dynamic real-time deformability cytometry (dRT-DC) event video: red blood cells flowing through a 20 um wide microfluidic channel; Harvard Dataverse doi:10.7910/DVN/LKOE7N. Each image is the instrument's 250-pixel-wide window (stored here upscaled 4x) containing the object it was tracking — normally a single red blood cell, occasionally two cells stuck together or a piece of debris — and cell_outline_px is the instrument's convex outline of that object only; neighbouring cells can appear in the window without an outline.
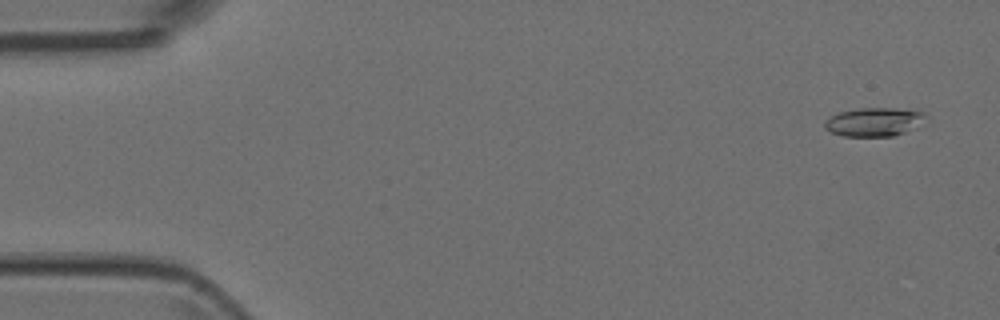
{"species": "Egyptian fruit bat (a non-hibernating species)", "species_latin": "Rousettus aegyptiacus", "temperature_condition": "room temperature", "stored_images_in_passage": 51, "camera_frame_rate_fps": 3000, "um_per_image_px": 0.085, "animal": {"sex": "female"}, "frame": {"image": 1, "passage_image": 3, "time_ms": 0.667, "image_size_px": [1000, 320], "cell_outline_px": [[928, 116], [904, 132], [892, 136], [844, 136], [832, 132], [824, 128], [824, 124], [832, 116], [840, 112], [860, 108], [892, 108], [924, 112]], "centroid_in_image_um": [74.26, 10.36], "position_along_channel_um": 10.7, "area_um2": 16.3}}
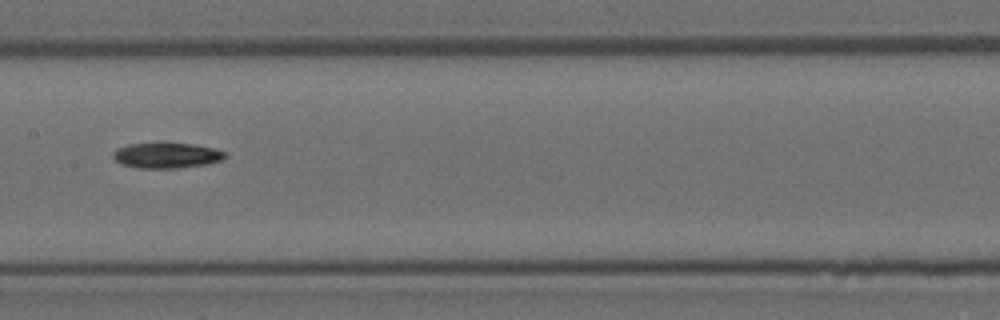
{"frame": {"image": 2, "passage_image": 26, "time_ms": 8.333, "image_size_px": [1000, 320], "cell_outline_px": [[228, 156], [224, 160], [208, 164], [172, 168], [136, 168], [120, 164], [112, 156], [112, 152], [116, 148], [128, 144], [192, 144], [216, 148], [224, 152]], "centroid_in_image_um": [14.17, 13.22], "position_along_channel_um": 193.2, "area_um2": 16.59}}
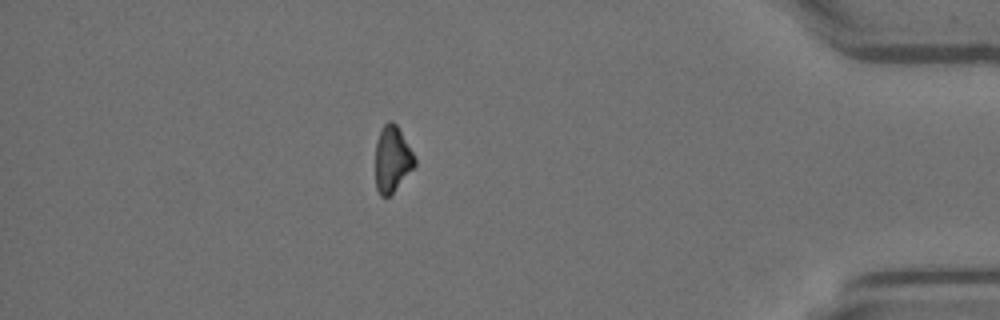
{"frame": {"image": 3, "passage_image": 45, "time_ms": 14.667, "image_size_px": [1000, 320], "cell_outline_px": [[416, 164], [392, 192], [388, 196], [380, 196], [376, 188], [376, 140], [380, 128], [388, 120], [392, 120], [396, 124], [412, 152], [416, 160]], "centroid_in_image_um": [33.31, 13.48], "position_along_channel_um": 401.9, "area_um2": 14.85}}